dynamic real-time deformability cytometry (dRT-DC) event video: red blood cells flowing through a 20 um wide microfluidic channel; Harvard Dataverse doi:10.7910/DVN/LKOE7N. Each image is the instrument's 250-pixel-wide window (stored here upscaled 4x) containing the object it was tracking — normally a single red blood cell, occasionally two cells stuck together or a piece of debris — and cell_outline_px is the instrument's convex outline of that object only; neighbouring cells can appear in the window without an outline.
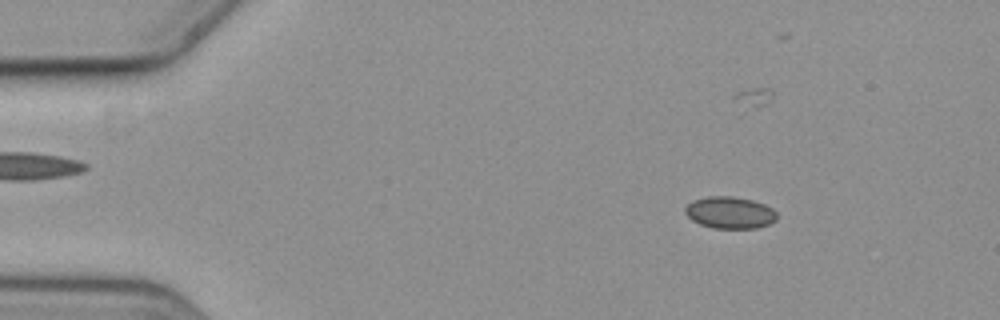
{"species": "common noctule bat (a hibernating species)", "species_latin": "Nyctalus noctula", "temperature_condition": "cold", "stored_images_in_passage": 55, "camera_frame_rate_fps": 3000, "um_per_image_px": 0.085, "animal": {"sex": "female", "body_mass_g": 19.3, "forearm_length_mm": 54.1}, "frame": {"image": 1, "passage_image": 5, "time_ms": 1.333, "image_size_px": [1000, 320], "cell_outline_px": [[776, 220], [768, 224], [756, 228], [712, 228], [700, 224], [692, 220], [684, 212], [684, 208], [688, 204], [696, 200], [708, 196], [732, 196], [752, 200], [764, 204], [772, 208], [776, 212]], "centroid_in_image_um": [62.04, 18.07], "position_along_channel_um": 23.0, "area_um2": 16.94}}
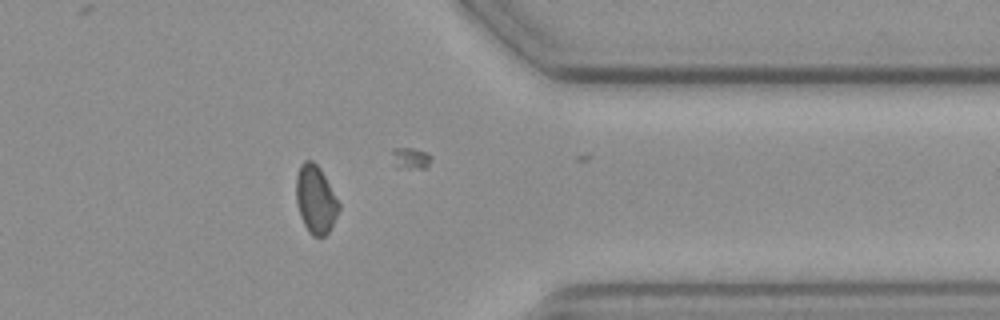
{"frame": {"image": 2, "passage_image": 43, "time_ms": 14.0, "image_size_px": [1000, 320], "cell_outline_px": [[340, 208], [328, 232], [324, 236], [312, 236], [308, 232], [300, 216], [296, 204], [296, 176], [300, 164], [304, 160], [312, 160], [320, 168], [340, 204]], "centroid_in_image_um": [26.8, 16.94], "position_along_channel_um": 384.6, "area_um2": 16.88}}
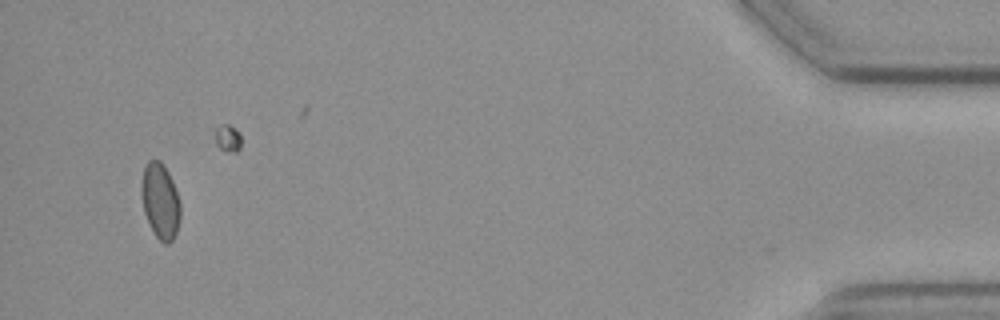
{"frame": {"image": 3, "passage_image": 52, "time_ms": 17.0, "image_size_px": [1000, 320], "cell_outline_px": [[180, 220], [176, 232], [172, 240], [168, 244], [164, 244], [156, 236], [144, 212], [140, 192], [140, 188], [144, 164], [148, 160], [160, 160], [168, 172], [172, 180], [180, 204]], "centroid_in_image_um": [13.6, 17.06], "position_along_channel_um": 421.6, "area_um2": 17.11}}